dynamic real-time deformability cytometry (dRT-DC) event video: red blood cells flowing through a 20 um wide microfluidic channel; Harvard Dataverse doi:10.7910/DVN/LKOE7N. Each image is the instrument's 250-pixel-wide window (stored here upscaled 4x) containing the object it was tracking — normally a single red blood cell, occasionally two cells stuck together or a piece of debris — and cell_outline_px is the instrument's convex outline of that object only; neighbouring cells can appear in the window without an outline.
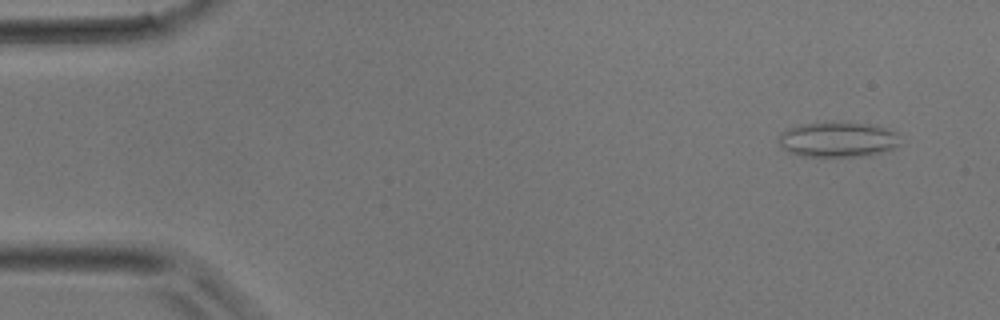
{"species": "common noctule bat (a hibernating species)", "species_latin": "Nyctalus noctula", "temperature_condition": "room temperature", "stored_images_in_passage": 39, "camera_frame_rate_fps": 3000, "um_per_image_px": 0.085, "animal": {"sex": "male", "body_mass_g": 17.9}, "frame": {"image": 1, "passage_image": 3, "time_ms": 0.667, "image_size_px": [1000, 320], "cell_outline_px": [[900, 144], [892, 148], [868, 156], [804, 156], [788, 152], [780, 148], [780, 132], [784, 128], [800, 124], [824, 120], [832, 120], [872, 124], [888, 128], [900, 132]], "centroid_in_image_um": [71.21, 11.81], "position_along_channel_um": 13.8, "area_um2": 25.89}}
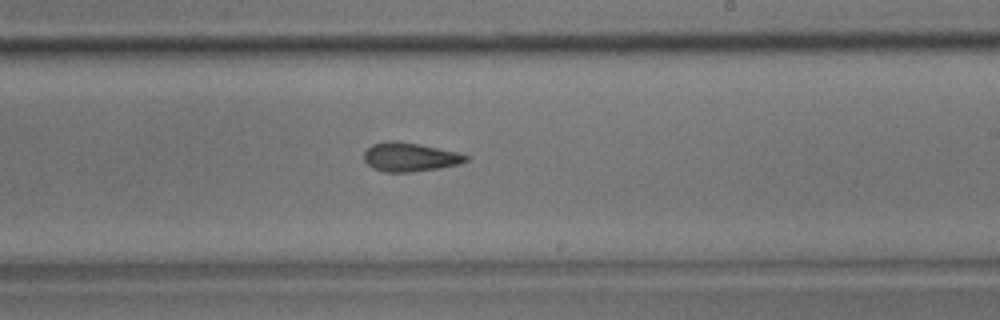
{"frame": {"image": 2, "passage_image": 23, "time_ms": 7.333, "image_size_px": [1000, 320], "cell_outline_px": [[472, 156], [468, 160], [460, 164], [440, 168], [412, 172], [384, 172], [372, 168], [364, 160], [364, 152], [372, 144], [384, 140], [396, 140], [456, 152]], "centroid_in_image_um": [34.83, 13.35], "position_along_channel_um": 254.2, "area_um2": 17.22}}
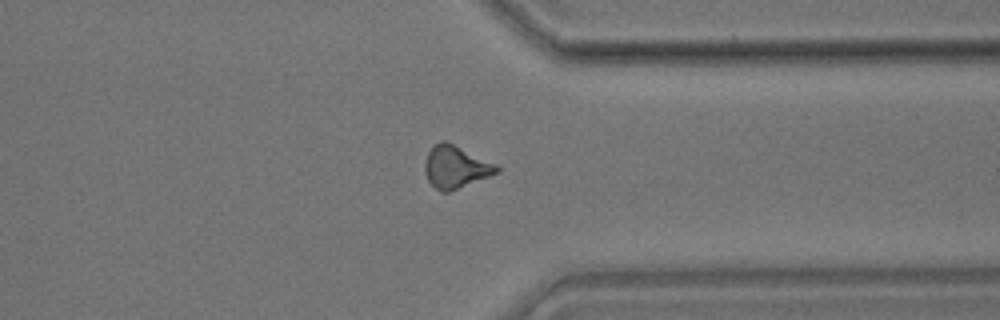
{"frame": {"image": 3, "passage_image": 30, "time_ms": 9.667, "image_size_px": [1000, 320], "cell_outline_px": [[500, 172], [448, 192], [440, 192], [428, 180], [424, 168], [424, 164], [428, 152], [432, 144], [440, 140], [444, 140], [496, 164], [500, 168]], "centroid_in_image_um": [38.71, 14.18], "position_along_channel_um": 372.7, "area_um2": 17.63}}